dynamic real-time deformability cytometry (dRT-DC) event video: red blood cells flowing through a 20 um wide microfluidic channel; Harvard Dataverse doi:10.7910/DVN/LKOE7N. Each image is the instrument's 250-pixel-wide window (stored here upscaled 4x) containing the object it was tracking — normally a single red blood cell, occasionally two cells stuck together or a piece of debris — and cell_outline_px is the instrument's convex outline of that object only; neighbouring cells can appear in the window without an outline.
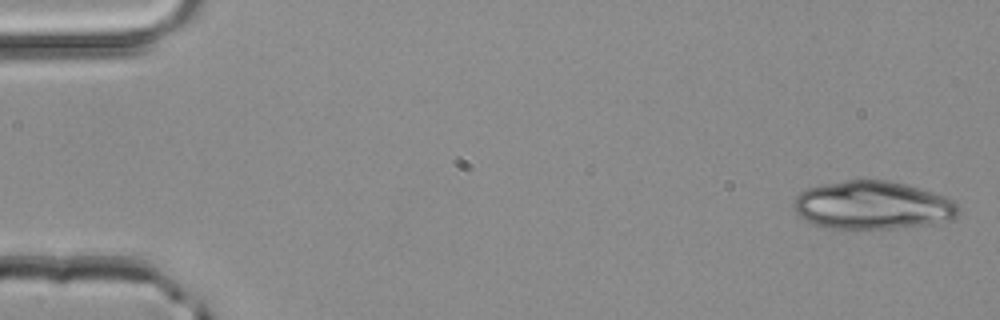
{"species": "common noctule bat (a hibernating species)", "species_latin": "Nyctalus noctula", "temperature_condition": "room temperature", "stored_images_in_passage": 5, "segment_of_instrument_passage": [1, 2], "camera_frame_rate_fps": 3000, "um_per_image_px": 0.085, "animal": {"sex": "male", "body_mass_g": 20.4}, "frame": {"image": 1, "passage_image": 1, "time_ms": 0.0, "image_size_px": [1000, 320], "cell_outline_px": [[960, 212], [952, 220], [928, 224], [896, 228], [824, 228], [804, 220], [792, 208], [792, 204], [796, 196], [800, 192], [808, 188], [824, 184], [848, 180], [888, 180], [904, 184], [944, 196], [952, 200], [960, 208]], "centroid_in_image_um": [74.14, 17.45], "position_along_channel_um": 10.9, "area_um2": 46.12}}